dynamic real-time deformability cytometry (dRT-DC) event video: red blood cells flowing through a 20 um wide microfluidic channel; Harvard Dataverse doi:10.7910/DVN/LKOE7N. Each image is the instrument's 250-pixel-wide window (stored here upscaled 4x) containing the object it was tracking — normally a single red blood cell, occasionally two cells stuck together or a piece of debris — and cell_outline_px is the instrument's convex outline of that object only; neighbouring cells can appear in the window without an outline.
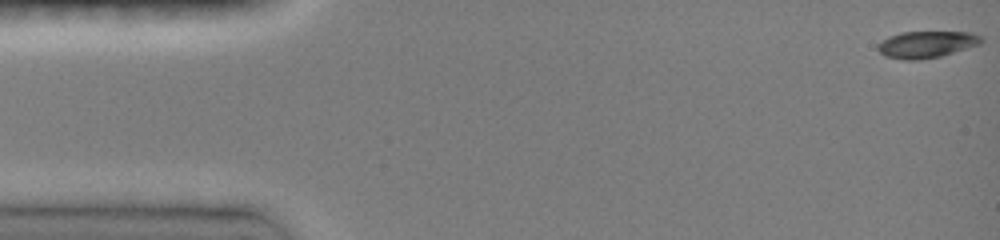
{"species": "common noctule bat (a hibernating species)", "species_latin": "Nyctalus noctula", "temperature_condition": "room temperature", "stored_images_in_passage": 59, "camera_frame_rate_fps": 3000, "um_per_image_px": 0.085, "animal": {"sex": "female", "body_mass_g": 19.0, "forearm_length_mm": 51.5}, "frame": {"image": 1, "passage_image": 1, "time_ms": 0.0, "image_size_px": [1000, 240], "cell_outline_px": [[984, 40], [980, 44], [940, 56], [916, 60], [904, 60], [884, 56], [876, 48], [888, 36], [900, 32], [972, 32], [984, 36]], "centroid_in_image_um": [78.78, 3.76], "position_along_channel_um": 6.2, "area_um2": 16.13}}
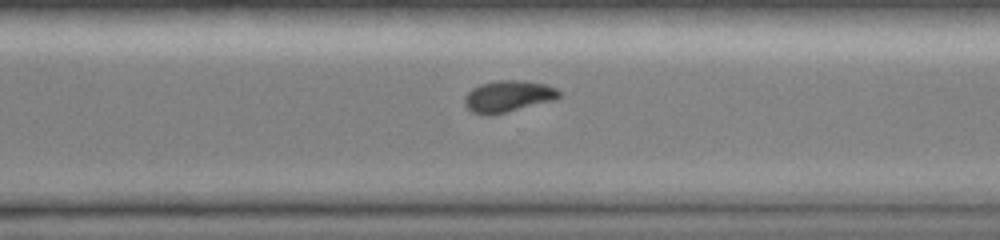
{"frame": {"image": 2, "passage_image": 41, "time_ms": 11.0, "image_size_px": [1000, 240], "cell_outline_px": [[560, 96], [552, 100], [488, 116], [472, 112], [464, 104], [464, 96], [472, 88], [480, 84], [496, 80], [520, 80], [544, 84], [556, 88], [560, 92]], "centroid_in_image_um": [43.13, 8.17], "position_along_channel_um": 327.5, "area_um2": 17.11}}
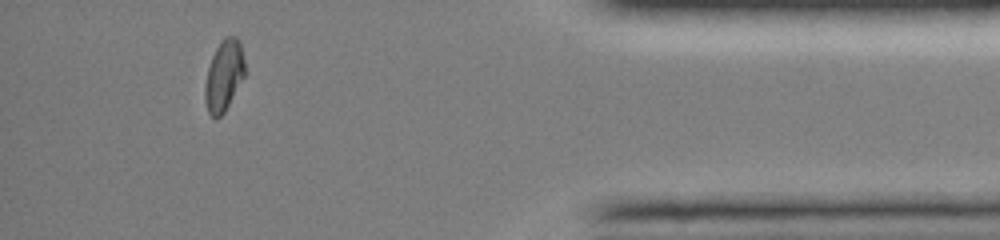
{"frame": {"image": 3, "passage_image": 53, "time_ms": 14.0, "image_size_px": [1000, 240], "cell_outline_px": [[244, 76], [224, 112], [216, 120], [208, 112], [204, 100], [204, 88], [208, 68], [212, 56], [216, 48], [224, 36], [236, 36], [240, 40], [244, 60]], "centroid_in_image_um": [19.02, 6.41], "position_along_channel_um": 416.2, "area_um2": 16.42}, "authors_computed_cell_mechanics": {"area_um2": 17.1088, "velocity_mm_per_s": 4.0716, "shape_relaxation_time_tau1_ms": 6.9166, "shape_relaxation_time_tau2_ms": 4.5399, "deformation_change_tau1": 0.2132, "deformation_change_tau2": 0.0432}}